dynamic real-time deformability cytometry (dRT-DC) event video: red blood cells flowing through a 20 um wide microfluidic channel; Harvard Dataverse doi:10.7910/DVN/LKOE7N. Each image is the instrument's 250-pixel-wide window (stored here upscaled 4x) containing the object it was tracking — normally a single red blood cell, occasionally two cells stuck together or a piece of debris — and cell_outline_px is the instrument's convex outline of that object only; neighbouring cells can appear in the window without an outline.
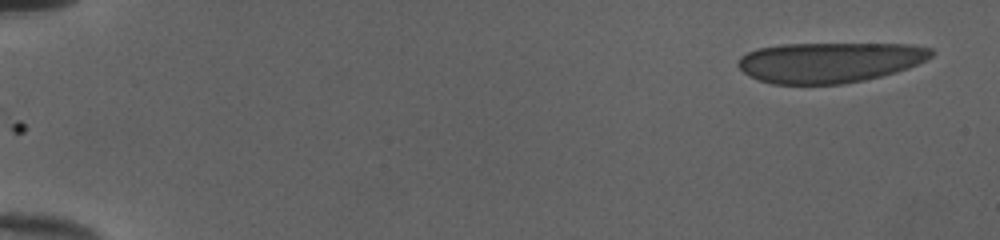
{"species": "human", "species_latin": "Homo sapiens", "temperature_condition": "cold", "stored_images_in_passage": 51, "camera_frame_rate_fps": 3000, "um_per_image_px": 0.085, "donor": {"sex": "female"}, "frame": {"image": 1, "passage_image": 1, "time_ms": 0.0, "image_size_px": [1000, 240], "cell_outline_px": [[936, 52], [932, 56], [908, 68], [896, 72], [864, 80], [844, 84], [772, 84], [748, 76], [736, 64], [740, 56], [756, 48], [780, 44], [912, 44], [932, 48]], "centroid_in_image_um": [70.5, 5.29], "position_along_channel_um": 14.5, "area_um2": 45.66}}
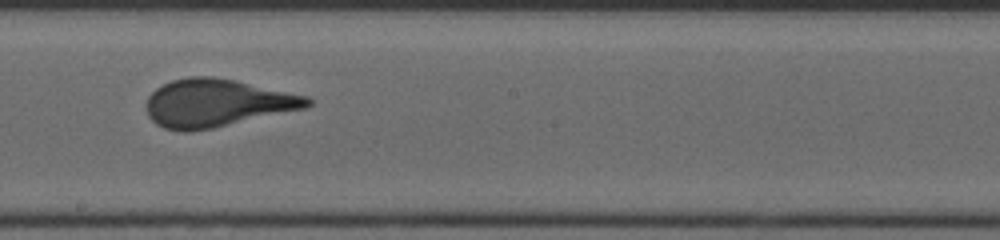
{"frame": {"image": 2, "passage_image": 30, "time_ms": 9.667, "image_size_px": [1000, 240], "cell_outline_px": [[312, 104], [308, 108], [212, 128], [188, 132], [184, 132], [164, 128], [156, 124], [148, 116], [148, 96], [156, 88], [172, 80], [188, 76], [212, 76], [232, 80], [308, 96], [312, 100]], "centroid_in_image_um": [18.45, 8.76], "position_along_channel_um": 229.8, "area_um2": 44.62}}
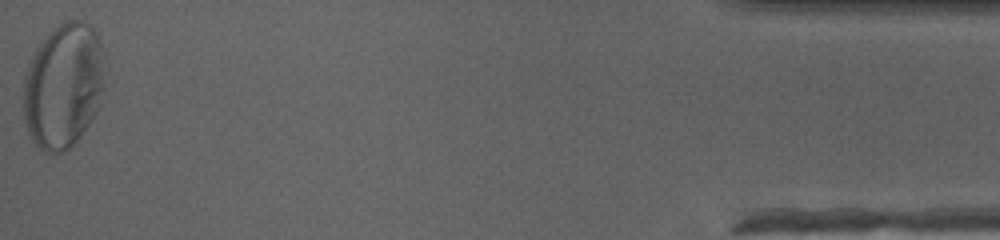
{"frame": {"image": 3, "passage_image": 51, "time_ms": 16.667, "image_size_px": [1000, 240], "cell_outline_px": [[104, 84], [100, 104], [96, 112], [80, 136], [68, 148], [60, 152], [44, 152], [32, 140], [28, 132], [24, 120], [24, 76], [28, 64], [40, 40], [48, 32], [60, 24], [68, 20], [80, 20], [88, 24], [96, 32], [100, 40], [104, 52]], "centroid_in_image_um": [5.39, 7.25], "position_along_channel_um": 429.8, "area_um2": 59.65}, "authors_computed_cell_mechanics": {"area_um2": 45.4886, "velocity_mm_per_s": 3.9892, "shape_relaxation_time_tau1_ms": 9.302, "shape_relaxation_time_tau2_ms": null, "deformation_change_tau1": 0.259, "deformation_change_tau2": null}}